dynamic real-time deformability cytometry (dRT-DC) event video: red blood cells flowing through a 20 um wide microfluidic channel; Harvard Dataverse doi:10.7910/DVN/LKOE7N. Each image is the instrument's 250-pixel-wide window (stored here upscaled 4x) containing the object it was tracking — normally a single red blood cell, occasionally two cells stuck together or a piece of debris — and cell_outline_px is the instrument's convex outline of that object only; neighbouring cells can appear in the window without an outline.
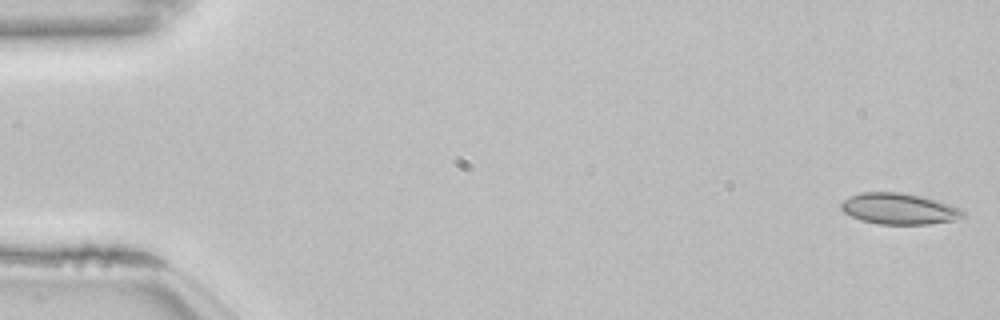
{"species": "common noctule bat (a hibernating species)", "species_latin": "Nyctalus noctula", "temperature_condition": "room temperature", "stored_images_in_passage": 53, "camera_frame_rate_fps": 3000, "um_per_image_px": 0.085, "animal": {"sex": "female", "body_mass_g": 22.7, "forearm_length_mm": 54.2}, "frame": {"image": 1, "passage_image": 1, "time_ms": 0.0, "image_size_px": [1000, 320], "cell_outline_px": [[964, 216], [952, 220], [928, 224], [876, 224], [860, 220], [844, 212], [840, 208], [840, 204], [844, 200], [860, 192], [900, 192], [920, 196], [936, 200], [960, 208], [964, 212]], "centroid_in_image_um": [76.38, 17.75], "position_along_channel_um": 8.6, "area_um2": 21.91}}
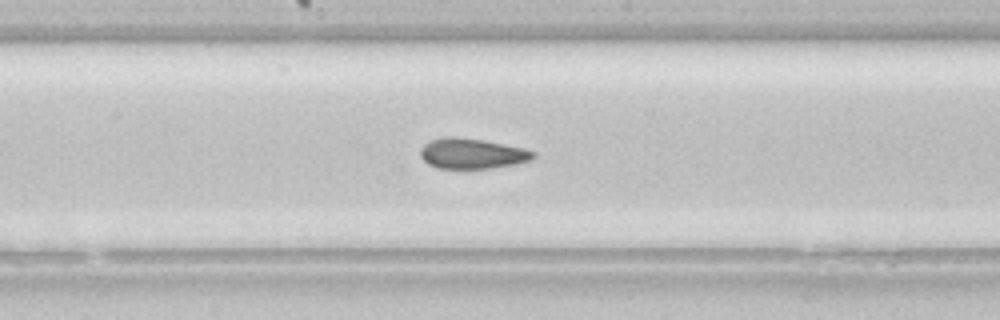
{"frame": {"image": 2, "passage_image": 28, "time_ms": 9.0, "image_size_px": [1000, 320], "cell_outline_px": [[536, 156], [532, 160], [512, 164], [488, 168], [440, 168], [428, 164], [420, 156], [420, 148], [424, 144], [432, 140], [444, 136], [456, 136], [484, 140], [524, 148], [536, 152]], "centroid_in_image_um": [40.12, 13.03], "position_along_channel_um": 208.1, "area_um2": 19.94}}
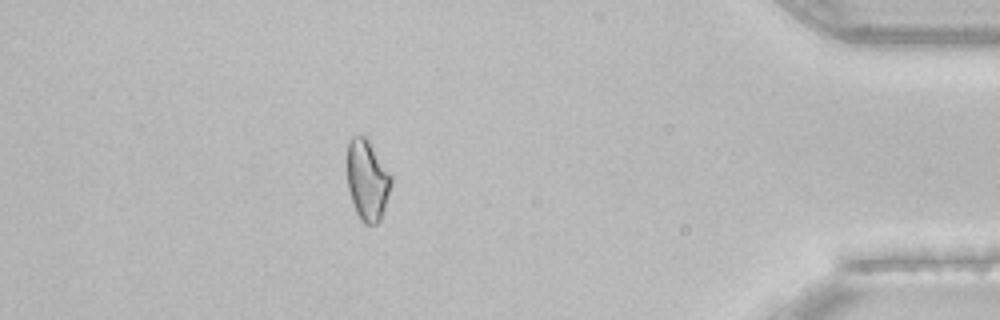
{"frame": {"image": 3, "passage_image": 47, "time_ms": 15.333, "image_size_px": [1000, 320], "cell_outline_px": [[392, 184], [380, 220], [376, 224], [364, 224], [360, 220], [356, 212], [348, 188], [348, 144], [352, 136], [364, 136], [368, 140], [392, 172]], "centroid_in_image_um": [31.25, 15.31], "position_along_channel_um": 403.9, "area_um2": 20.69}, "authors_computed_cell_mechanics": {"area_um2": 20.8658, "velocity_mm_per_s": 3.8503, "shape_relaxation_time_tau1_ms": null, "shape_relaxation_time_tau2_ms": 2.5214, "deformation_change_tau1": null, "deformation_change_tau2": 0.0727}}